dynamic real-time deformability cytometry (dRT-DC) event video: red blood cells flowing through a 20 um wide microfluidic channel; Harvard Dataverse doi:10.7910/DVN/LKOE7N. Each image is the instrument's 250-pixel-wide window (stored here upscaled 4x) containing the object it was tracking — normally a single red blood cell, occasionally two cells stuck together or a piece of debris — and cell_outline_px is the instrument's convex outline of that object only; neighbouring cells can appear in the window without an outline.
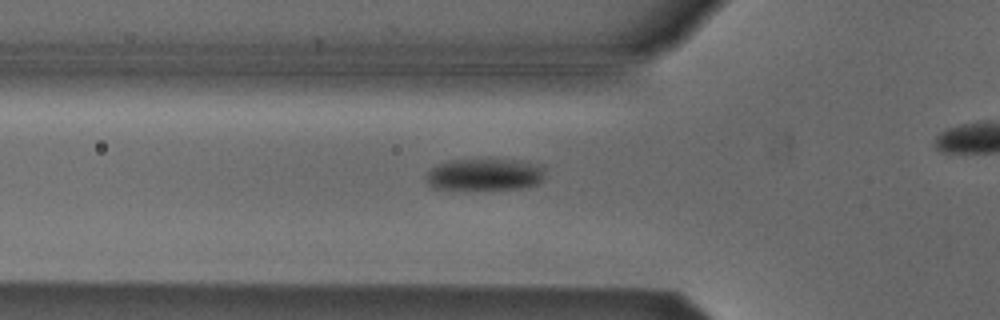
{"species": "Egyptian fruit bat (a non-hibernating species)", "species_latin": "Rousettus aegyptiacus", "temperature_condition": "cold", "stored_images_in_passage": 27, "camera_frame_rate_fps": 3000, "um_per_image_px": 0.085, "animal": {"sex": "male"}, "frame": {"image": 1, "passage_image": 2, "time_ms": 0.333, "image_size_px": [1000, 320], "cell_outline_px": [[544, 176], [536, 184], [520, 188], [432, 188], [424, 180], [424, 176], [432, 168], [448, 160], [520, 160], [540, 164], [544, 168]], "centroid_in_image_um": [41.19, 14.81], "position_along_channel_um": 84.6, "area_um2": 21.73}}
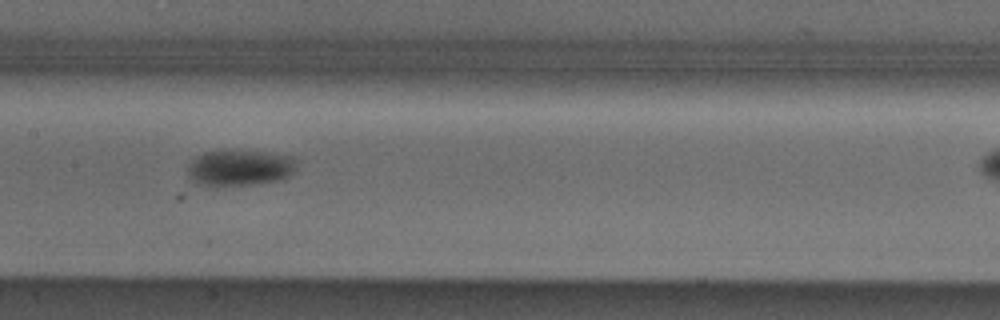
{"frame": {"image": 2, "passage_image": 10, "time_ms": 3.0, "image_size_px": [1000, 320], "cell_outline_px": [[296, 168], [288, 176], [280, 180], [252, 184], [216, 188], [196, 184], [188, 176], [188, 164], [196, 156], [204, 152], [260, 152], [296, 156]], "centroid_in_image_um": [20.35, 14.31], "position_along_channel_um": 187.1, "area_um2": 23.0}}
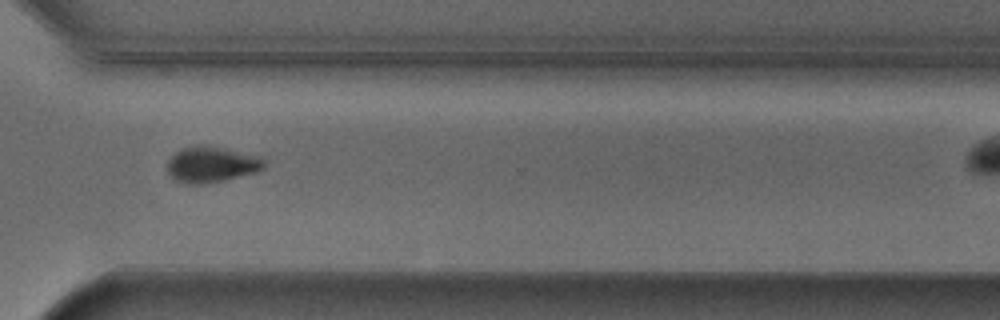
{"frame": {"image": 3, "passage_image": 23, "time_ms": 7.333, "image_size_px": [1000, 320], "cell_outline_px": [[268, 164], [264, 168], [256, 172], [224, 180], [204, 184], [188, 184], [176, 180], [168, 172], [168, 160], [176, 152], [184, 148], [200, 144], [204, 144], [224, 148], [260, 156]], "centroid_in_image_um": [18.01, 13.97], "position_along_channel_um": 352.6, "area_um2": 20.23}}